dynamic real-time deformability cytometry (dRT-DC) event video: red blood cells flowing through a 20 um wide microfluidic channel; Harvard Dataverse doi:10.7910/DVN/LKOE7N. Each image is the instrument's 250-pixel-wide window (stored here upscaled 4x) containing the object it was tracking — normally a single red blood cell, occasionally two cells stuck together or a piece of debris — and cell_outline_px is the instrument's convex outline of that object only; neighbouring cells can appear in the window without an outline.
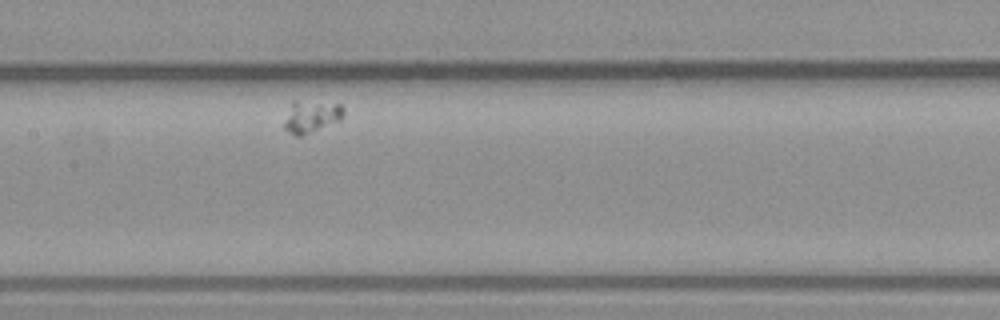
{"species": "common noctule bat (a hibernating species)", "species_latin": "Nyctalus noctula", "temperature_condition": "warm", "stored_images_in_passage": 33, "camera_frame_rate_fps": 3000, "um_per_image_px": 0.085, "animal": {"sex": "male", "body_mass_g": 23.1, "forearm_length_mm": 52.7}, "frame": {"image": 1, "passage_image": 12, "time_ms": 3.667, "image_size_px": [1000, 320], "cell_outline_px": [[344, 116], [340, 120], [300, 136], [296, 136], [288, 132], [284, 128], [284, 124], [292, 100], [296, 100], [340, 104], [344, 108]], "centroid_in_image_um": [26.46, 9.89], "position_along_channel_um": 180.9, "area_um2": 10.98}}
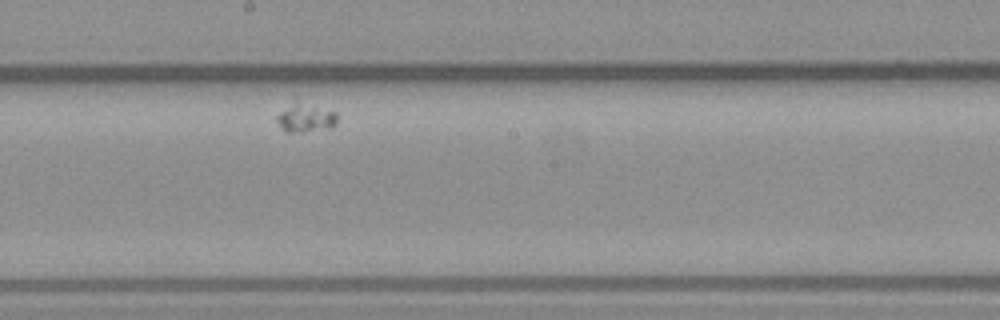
{"frame": {"image": 2, "passage_image": 16, "time_ms": 5.0, "image_size_px": [1000, 320], "cell_outline_px": [[336, 124], [332, 128], [300, 132], [284, 132], [280, 128], [276, 120], [276, 116], [296, 96], [336, 112]], "centroid_in_image_um": [25.94, 9.93], "position_along_channel_um": 222.3, "area_um2": 10.92}}